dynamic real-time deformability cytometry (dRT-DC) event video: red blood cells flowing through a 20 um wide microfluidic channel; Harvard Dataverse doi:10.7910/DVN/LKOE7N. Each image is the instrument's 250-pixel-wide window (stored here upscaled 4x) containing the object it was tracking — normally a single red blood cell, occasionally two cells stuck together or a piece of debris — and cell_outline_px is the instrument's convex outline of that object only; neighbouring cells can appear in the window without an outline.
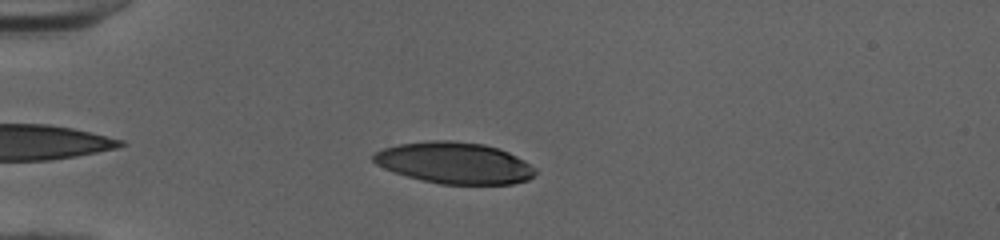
{"species": "human", "species_latin": "Homo sapiens", "temperature_condition": "cold", "stored_images_in_passage": 38, "camera_frame_rate_fps": 3000, "um_per_image_px": 0.085, "donor": {"sex": "female"}, "frame": {"image": 1, "passage_image": 5, "time_ms": 1.333, "image_size_px": [1000, 240], "cell_outline_px": [[536, 172], [528, 180], [512, 184], [440, 184], [408, 176], [384, 168], [376, 164], [372, 160], [372, 152], [396, 144], [432, 140], [452, 140], [484, 144], [508, 152], [524, 160], [536, 168]], "centroid_in_image_um": [38.61, 13.84], "position_along_channel_um": 46.4, "area_um2": 39.07}}
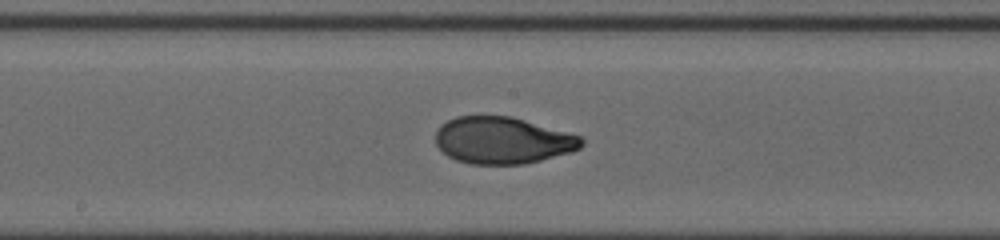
{"frame": {"image": 2, "passage_image": 19, "time_ms": 6.0, "image_size_px": [1000, 240], "cell_outline_px": [[584, 144], [580, 148], [572, 152], [524, 164], [468, 164], [456, 160], [448, 156], [436, 144], [436, 132], [440, 124], [456, 116], [512, 116], [568, 132], [580, 136], [584, 140]], "centroid_in_image_um": [42.73, 11.93], "position_along_channel_um": 205.5, "area_um2": 39.94}}
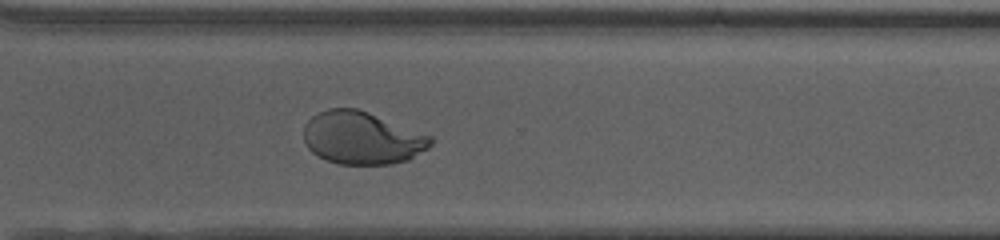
{"frame": {"image": 3, "passage_image": 29, "time_ms": 9.333, "image_size_px": [1000, 240], "cell_outline_px": [[432, 144], [428, 148], [408, 160], [392, 164], [340, 164], [328, 160], [312, 152], [304, 144], [304, 124], [312, 116], [328, 108], [356, 108], [368, 112], [432, 136]], "centroid_in_image_um": [30.76, 11.72], "position_along_channel_um": 339.8, "area_um2": 38.84}, "authors_computed_cell_mechanics": {"area_um2": 40.4311, "velocity_mm_per_s": 4.0389, "shape_relaxation_time_tau1_ms": 5.4787, "shape_relaxation_time_tau2_ms": null, "deformation_change_tau1": 0.2478, "deformation_change_tau2": null}}